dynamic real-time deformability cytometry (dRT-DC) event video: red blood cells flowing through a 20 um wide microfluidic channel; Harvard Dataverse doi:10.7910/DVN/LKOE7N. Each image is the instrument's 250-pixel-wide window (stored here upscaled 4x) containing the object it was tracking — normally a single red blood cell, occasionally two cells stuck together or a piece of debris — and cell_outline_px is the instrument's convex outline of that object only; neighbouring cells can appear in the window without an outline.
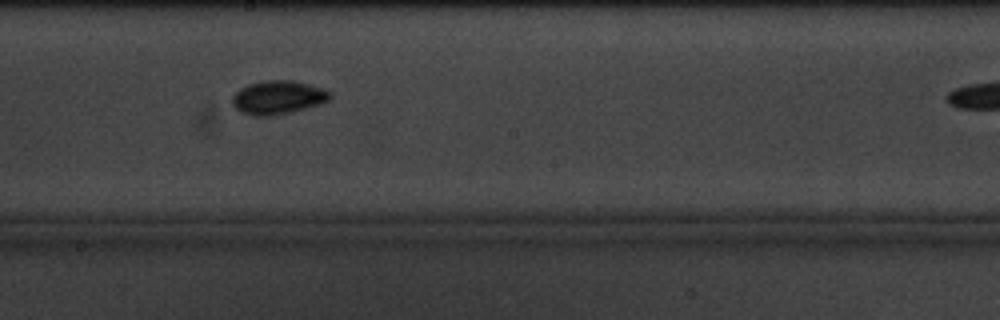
{"species": "common noctule bat (a hibernating species)", "species_latin": "Nyctalus noctula", "temperature_condition": "cold", "stored_images_in_passage": 11, "camera_frame_rate_fps": 3000, "um_per_image_px": 0.085, "animal": {"sex": "male", "body_mass_g": 20.1, "forearm_length_mm": 53.5}, "frame": {"image": 1, "passage_image": 8, "time_ms": 9.0, "image_size_px": [1000, 320], "cell_outline_px": [[332, 96], [328, 100], [320, 104], [288, 112], [264, 116], [256, 116], [240, 112], [232, 104], [232, 96], [240, 88], [248, 84], [268, 80], [292, 80], [324, 88], [332, 92]], "centroid_in_image_um": [23.63, 8.26], "position_along_channel_um": 224.6, "area_um2": 18.96}}